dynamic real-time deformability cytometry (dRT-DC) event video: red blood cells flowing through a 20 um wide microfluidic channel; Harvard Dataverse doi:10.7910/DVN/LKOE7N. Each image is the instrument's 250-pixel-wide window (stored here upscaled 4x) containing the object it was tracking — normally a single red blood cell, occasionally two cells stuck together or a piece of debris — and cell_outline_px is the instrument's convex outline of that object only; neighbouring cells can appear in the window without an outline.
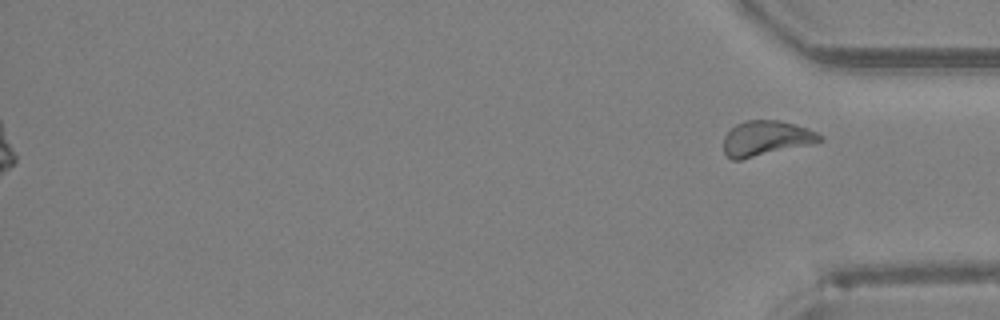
{"species": "Egyptian fruit bat (a non-hibernating species)", "species_latin": "Rousettus aegyptiacus", "temperature_condition": "room temperature", "stored_images_in_passage": 42, "segment_of_instrument_passage": [2, 2], "camera_frame_rate_fps": 3000, "um_per_image_px": 0.085, "animal": {"sex": "female"}, "frame": {"image": 1, "passage_image": 42, "time_ms": 13.667, "image_size_px": [1000, 320], "cell_outline_px": [[824, 140], [812, 144], [740, 160], [732, 160], [724, 152], [724, 136], [736, 124], [744, 120], [776, 120], [808, 128], [824, 136]], "centroid_in_image_um": [65.12, 11.76], "position_along_channel_um": 370.1, "area_um2": 19.65}}